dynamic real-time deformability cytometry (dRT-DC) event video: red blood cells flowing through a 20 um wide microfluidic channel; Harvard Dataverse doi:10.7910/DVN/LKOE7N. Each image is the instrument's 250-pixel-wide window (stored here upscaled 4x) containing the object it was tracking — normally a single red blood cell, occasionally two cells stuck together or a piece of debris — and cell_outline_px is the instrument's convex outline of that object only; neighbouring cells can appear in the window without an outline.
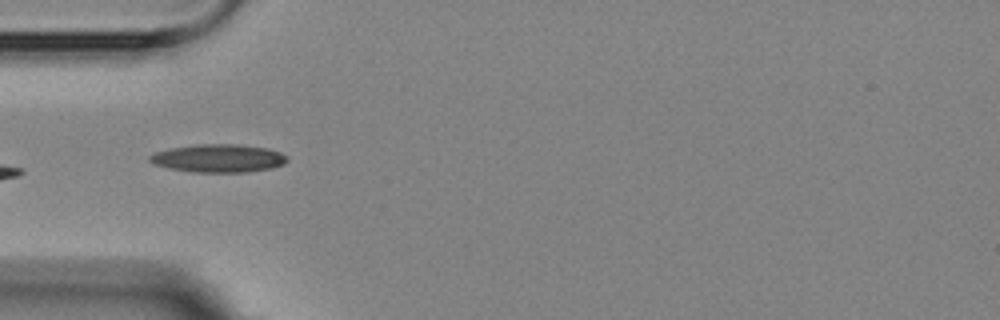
{"species": "Egyptian fruit bat (a non-hibernating species)", "species_latin": "Rousettus aegyptiacus", "temperature_condition": "room temperature", "stored_images_in_passage": 5, "camera_frame_rate_fps": 3000, "um_per_image_px": 0.085, "animal": {"sex": "female"}, "frame": {"image": 1, "passage_image": 4, "time_ms": 3.333, "image_size_px": [1000, 320], "cell_outline_px": [[288, 160], [284, 164], [272, 168], [244, 172], [192, 172], [168, 168], [152, 164], [148, 160], [148, 156], [156, 152], [172, 148], [196, 144], [236, 144], [268, 148], [280, 152], [288, 156]], "centroid_in_image_um": [18.57, 13.45], "position_along_channel_um": 66.4, "area_um2": 22.6}}